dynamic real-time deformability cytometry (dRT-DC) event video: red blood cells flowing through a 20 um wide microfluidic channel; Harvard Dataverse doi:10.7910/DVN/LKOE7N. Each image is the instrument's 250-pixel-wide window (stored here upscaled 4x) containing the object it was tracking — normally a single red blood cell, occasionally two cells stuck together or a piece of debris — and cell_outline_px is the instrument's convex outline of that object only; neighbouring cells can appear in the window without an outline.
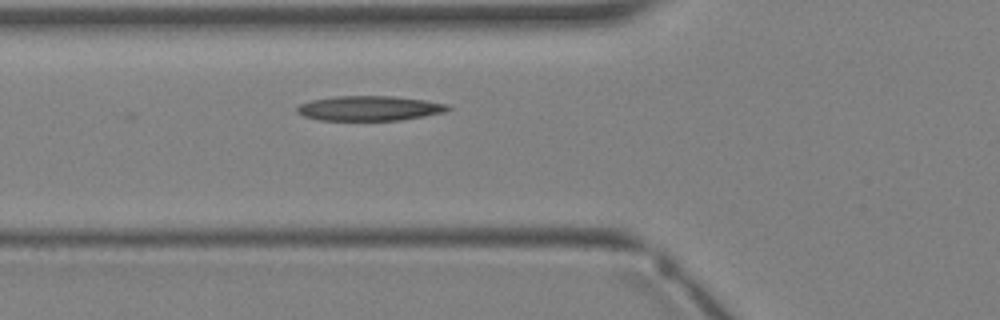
{"species": "Egyptian fruit bat (a non-hibernating species)", "species_latin": "Rousettus aegyptiacus", "temperature_condition": "warm", "stored_images_in_passage": 3, "camera_frame_rate_fps": 3000, "um_per_image_px": 0.085, "animal": {"sex": "female"}, "frame": {"image": 1, "passage_image": 3, "time_ms": 2.333, "image_size_px": [1000, 320], "cell_outline_px": [[452, 108], [444, 112], [400, 120], [320, 120], [304, 116], [296, 112], [296, 108], [300, 104], [308, 100], [332, 96], [392, 96], [424, 100], [448, 104]], "centroid_in_image_um": [31.35, 9.19], "position_along_channel_um": 94.4, "area_um2": 21.85}}